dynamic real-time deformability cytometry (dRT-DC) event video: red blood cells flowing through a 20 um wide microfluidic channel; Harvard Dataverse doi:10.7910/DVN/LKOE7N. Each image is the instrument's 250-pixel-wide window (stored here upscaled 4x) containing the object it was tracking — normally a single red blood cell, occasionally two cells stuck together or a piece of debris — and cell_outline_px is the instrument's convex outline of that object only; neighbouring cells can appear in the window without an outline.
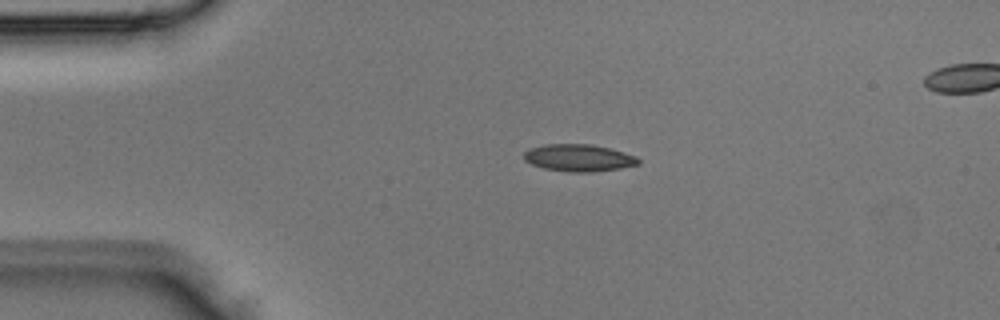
{"species": "Egyptian fruit bat (a non-hibernating species)", "species_latin": "Rousettus aegyptiacus", "temperature_condition": "room temperature", "stored_images_in_passage": 4, "camera_frame_rate_fps": 3000, "um_per_image_px": 0.085, "animal": {"sex": "male"}, "frame": {"image": 1, "passage_image": 2, "time_ms": 0.333, "image_size_px": [1000, 320], "cell_outline_px": [[640, 164], [620, 168], [592, 172], [568, 172], [544, 168], [532, 164], [524, 160], [524, 152], [528, 148], [544, 144], [592, 144], [624, 152], [636, 156], [640, 160]], "centroid_in_image_um": [49.18, 13.41], "position_along_channel_um": 35.8, "area_um2": 18.15}}